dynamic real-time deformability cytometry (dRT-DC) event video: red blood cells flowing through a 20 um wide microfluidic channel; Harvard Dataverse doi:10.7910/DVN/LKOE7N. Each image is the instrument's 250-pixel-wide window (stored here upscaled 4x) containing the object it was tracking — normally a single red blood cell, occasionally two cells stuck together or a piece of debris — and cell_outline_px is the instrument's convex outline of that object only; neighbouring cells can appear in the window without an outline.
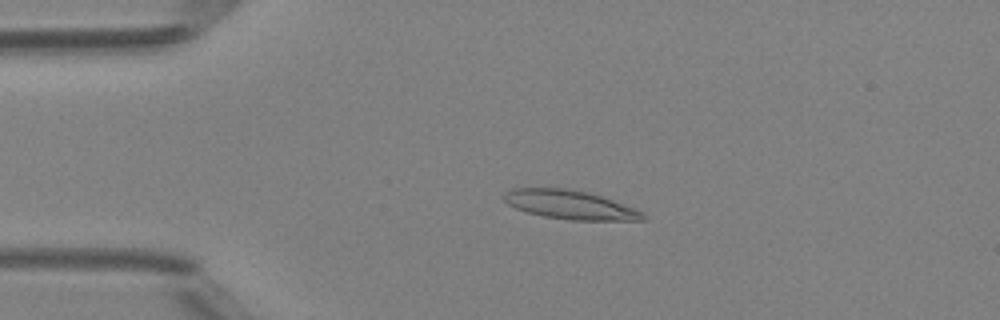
{"species": "Egyptian fruit bat (a non-hibernating species)", "species_latin": "Rousettus aegyptiacus", "temperature_condition": "room temperature", "stored_images_in_passage": 20, "camera_frame_rate_fps": 3000, "um_per_image_px": 0.085, "animal": {"sex": "female"}, "frame": {"image": 1, "passage_image": 11, "time_ms": 3.333, "image_size_px": [1000, 320], "cell_outline_px": [[648, 220], [572, 220], [544, 216], [528, 212], [516, 208], [508, 204], [504, 200], [504, 192], [512, 188], [564, 188], [588, 192], [604, 196], [644, 212], [648, 216]], "centroid_in_image_um": [48.51, 17.4], "position_along_channel_um": 36.5, "area_um2": 23.47}}